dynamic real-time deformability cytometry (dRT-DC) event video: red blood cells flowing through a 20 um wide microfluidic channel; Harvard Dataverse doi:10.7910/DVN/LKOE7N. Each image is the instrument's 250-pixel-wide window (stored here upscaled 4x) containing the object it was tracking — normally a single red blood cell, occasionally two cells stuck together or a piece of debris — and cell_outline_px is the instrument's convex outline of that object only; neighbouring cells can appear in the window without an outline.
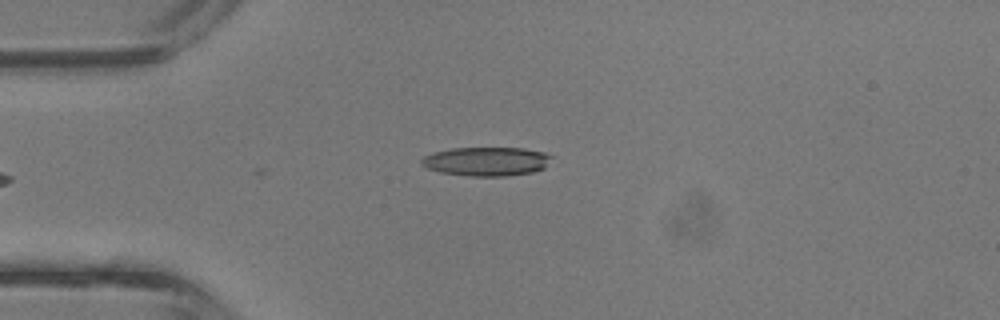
{"species": "common noctule bat (a hibernating species)", "species_latin": "Nyctalus noctula", "temperature_condition": "room temperature", "stored_images_in_passage": 25, "camera_frame_rate_fps": 3000, "um_per_image_px": 0.085, "animal": {"sex": "male", "body_mass_g": 13.3}, "frame": {"image": 1, "passage_image": 1, "time_ms": 0.0, "image_size_px": [1000, 320], "cell_outline_px": [[556, 156], [544, 168], [532, 172], [504, 176], [472, 176], [440, 172], [428, 168], [420, 164], [420, 160], [424, 156], [432, 152], [452, 148], [524, 148], [544, 152]], "centroid_in_image_um": [41.38, 13.71], "position_along_channel_um": 43.6, "area_um2": 22.08}}
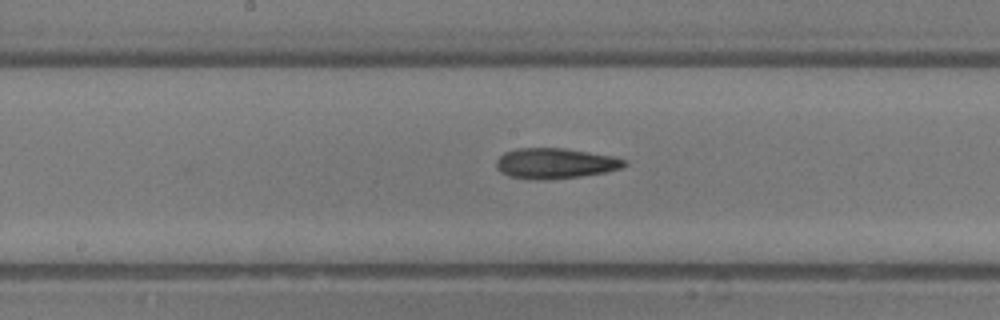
{"frame": {"image": 2, "passage_image": 12, "time_ms": 3.667, "image_size_px": [1000, 320], "cell_outline_px": [[628, 164], [620, 168], [604, 172], [580, 176], [508, 176], [500, 172], [496, 168], [496, 160], [504, 152], [516, 148], [564, 148], [612, 156], [628, 160]], "centroid_in_image_um": [47.21, 13.82], "position_along_channel_um": 201.0, "area_um2": 21.62}}
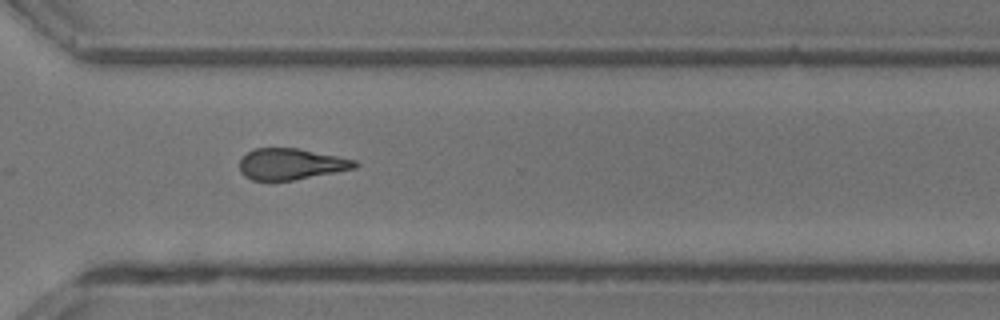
{"frame": {"image": 3, "passage_image": 21, "time_ms": 6.667, "image_size_px": [1000, 320], "cell_outline_px": [[360, 164], [356, 168], [336, 172], [292, 180], [252, 180], [244, 176], [240, 172], [240, 160], [248, 152], [256, 148], [300, 148], [356, 160]], "centroid_in_image_um": [24.75, 13.94], "position_along_channel_um": 345.8, "area_um2": 20.92}, "authors_computed_cell_mechanics": {"area_um2": 21.8484, "velocity_mm_per_s": 4.8467, "shape_relaxation_time_tau1_ms": null, "shape_relaxation_time_tau2_ms": 6.7281, "deformation_change_tau1": null, "deformation_change_tau2": 0.2217}}